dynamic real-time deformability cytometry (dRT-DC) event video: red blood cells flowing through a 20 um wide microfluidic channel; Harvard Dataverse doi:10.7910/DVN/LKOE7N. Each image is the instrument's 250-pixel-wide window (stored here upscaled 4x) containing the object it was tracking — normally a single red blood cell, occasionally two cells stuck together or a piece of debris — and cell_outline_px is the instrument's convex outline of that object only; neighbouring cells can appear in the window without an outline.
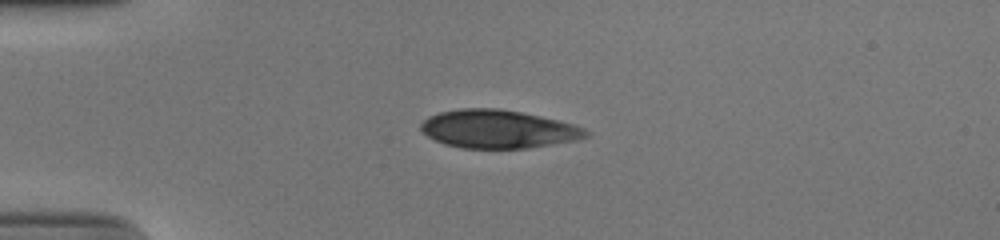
{"species": "human", "species_latin": "Homo sapiens", "temperature_condition": "cold", "stored_images_in_passage": 40, "camera_frame_rate_fps": 3000, "um_per_image_px": 0.085, "donor": {"sex": "male"}, "frame": {"image": 1, "passage_image": 1, "time_ms": 0.0, "image_size_px": [1000, 240], "cell_outline_px": [[592, 132], [588, 136], [580, 140], [528, 148], [460, 148], [444, 144], [428, 136], [420, 128], [420, 124], [428, 116], [440, 112], [460, 108], [496, 108], [520, 112], [540, 116], [572, 124], [584, 128]], "centroid_in_image_um": [42.36, 10.98], "position_along_channel_um": 42.6, "area_um2": 36.82}}
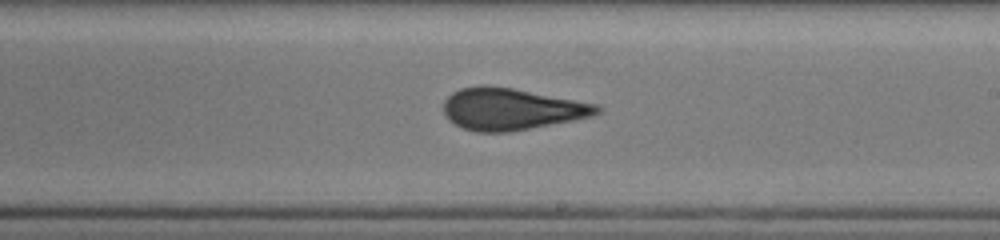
{"frame": {"image": 2, "passage_image": 19, "time_ms": 6.0, "image_size_px": [1000, 240], "cell_outline_px": [[600, 112], [592, 116], [572, 120], [508, 132], [476, 132], [464, 128], [448, 120], [444, 112], [444, 100], [452, 92], [460, 88], [480, 84], [484, 84], [512, 88], [596, 104], [600, 108]], "centroid_in_image_um": [43.4, 9.26], "position_along_channel_um": 245.6, "area_um2": 37.05}}
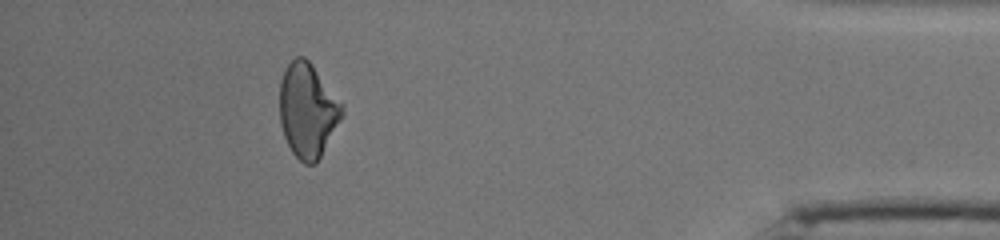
{"frame": {"image": 3, "passage_image": 35, "time_ms": 11.333, "image_size_px": [1000, 240], "cell_outline_px": [[344, 116], [316, 164], [304, 164], [292, 152], [284, 136], [280, 124], [280, 80], [284, 68], [296, 56], [304, 56], [312, 64], [344, 104]], "centroid_in_image_um": [26.17, 9.37], "position_along_channel_um": 409.0, "area_um2": 34.68}, "authors_computed_cell_mechanics": {"area_um2": 37.0787, "velocity_mm_per_s": 3.9236, "shape_relaxation_time_tau1_ms": 6.1211, "shape_relaxation_time_tau2_ms": 1.4774, "deformation_change_tau1": 0.1812, "deformation_change_tau2": 0.076}}